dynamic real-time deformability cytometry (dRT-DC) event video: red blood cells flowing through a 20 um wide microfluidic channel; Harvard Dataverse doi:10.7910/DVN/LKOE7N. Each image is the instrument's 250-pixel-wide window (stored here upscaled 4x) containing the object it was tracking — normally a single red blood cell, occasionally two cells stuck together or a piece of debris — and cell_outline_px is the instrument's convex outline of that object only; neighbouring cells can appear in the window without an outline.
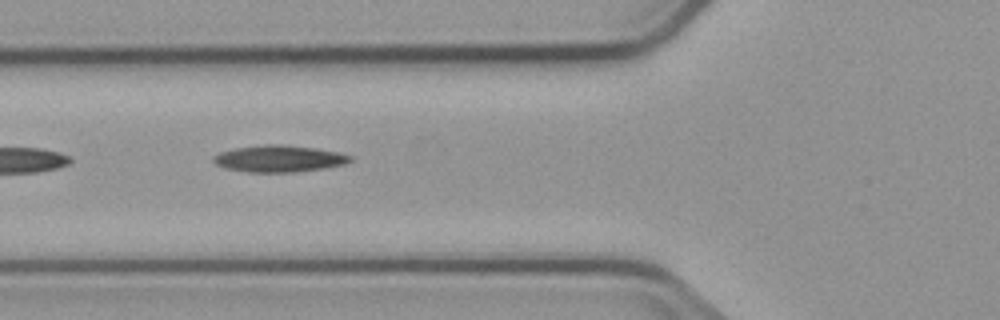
{"species": "common noctule bat (a hibernating species)", "species_latin": "Nyctalus noctula", "temperature_condition": "cold", "stored_images_in_passage": 4, "camera_frame_rate_fps": 3000, "um_per_image_px": 0.085, "animal": {"sex": "male", "body_mass_g": 23.1, "forearm_length_mm": 52.7}, "frame": {"image": 1, "passage_image": 3, "time_ms": 2.333, "image_size_px": [1000, 320], "cell_outline_px": [[352, 160], [344, 164], [324, 168], [296, 172], [248, 172], [224, 168], [216, 164], [212, 160], [212, 156], [220, 152], [236, 148], [264, 144], [280, 144], [316, 148], [336, 152], [352, 156]], "centroid_in_image_um": [23.69, 13.48], "position_along_channel_um": 102.1, "area_um2": 21.27}}